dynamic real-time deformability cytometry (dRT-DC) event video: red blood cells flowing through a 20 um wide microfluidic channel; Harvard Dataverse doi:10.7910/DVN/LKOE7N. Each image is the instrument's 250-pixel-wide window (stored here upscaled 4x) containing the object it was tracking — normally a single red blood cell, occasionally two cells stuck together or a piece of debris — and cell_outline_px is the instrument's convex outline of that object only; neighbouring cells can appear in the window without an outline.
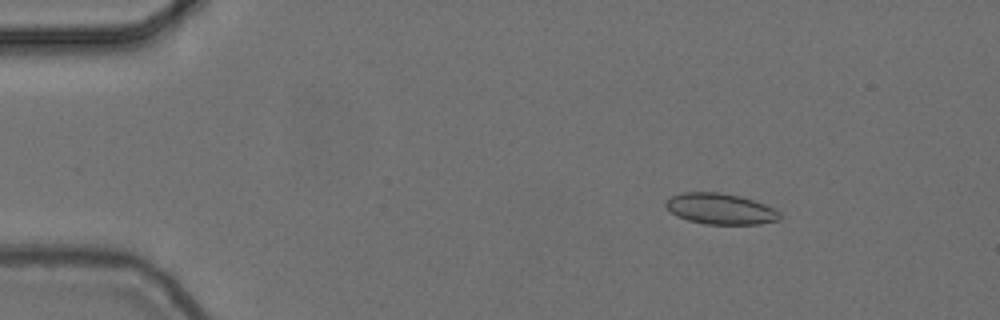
{"species": "common noctule bat (a hibernating species)", "species_latin": "Nyctalus noctula", "temperature_condition": "cold", "stored_images_in_passage": 7, "camera_frame_rate_fps": 3000, "um_per_image_px": 0.085, "animal": {"sex": "female", "body_mass_g": 24.6, "forearm_length_mm": 56.2}, "frame": {"image": 1, "passage_image": 3, "time_ms": 0.667, "image_size_px": [1000, 320], "cell_outline_px": [[780, 220], [760, 224], [704, 224], [688, 220], [676, 216], [664, 204], [664, 200], [680, 192], [720, 192], [740, 196], [776, 208], [780, 212]], "centroid_in_image_um": [61.23, 17.75], "position_along_channel_um": 23.8, "area_um2": 20.69}}
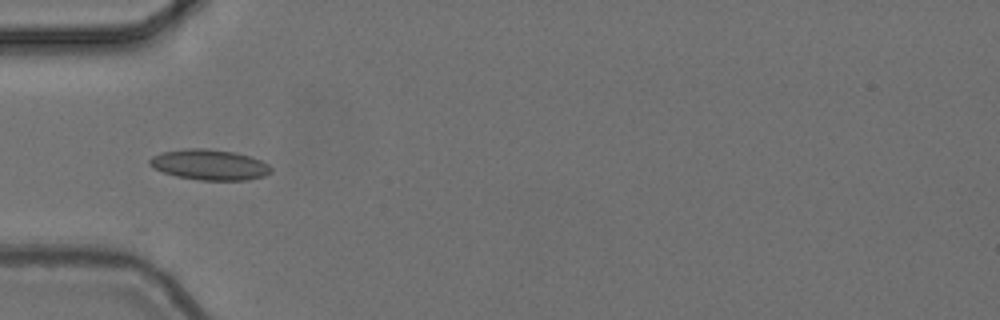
{"frame": {"image": 2, "passage_image": 6, "time_ms": 1.667, "image_size_px": [1000, 320], "cell_outline_px": [[272, 172], [264, 176], [248, 180], [200, 180], [176, 176], [152, 168], [148, 164], [148, 160], [152, 156], [160, 152], [188, 148], [208, 148], [236, 152], [260, 160], [268, 164], [272, 168]], "centroid_in_image_um": [17.79, 13.99], "position_along_channel_um": 67.2, "area_um2": 21.79}}
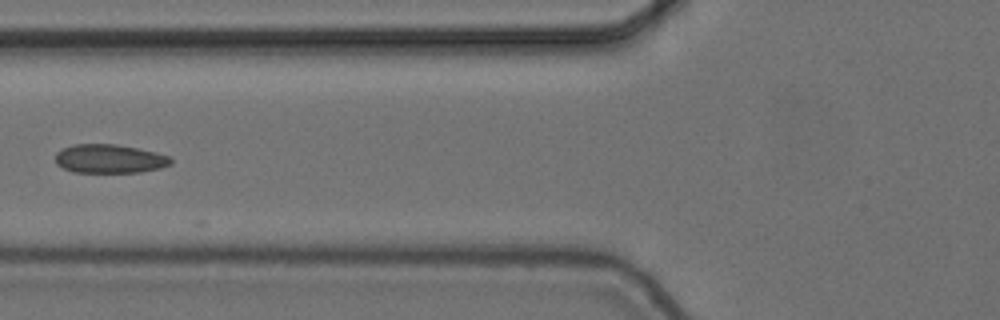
{"frame": {"image": 3, "passage_image": 7, "time_ms": 2.0, "image_size_px": [1000, 320], "cell_outline_px": [[172, 164], [160, 168], [140, 172], [72, 172], [56, 164], [56, 152], [72, 144], [116, 144], [156, 152], [168, 156], [172, 160]], "centroid_in_image_um": [9.3, 13.49], "position_along_channel_um": 116.5, "area_um2": 19.31}}